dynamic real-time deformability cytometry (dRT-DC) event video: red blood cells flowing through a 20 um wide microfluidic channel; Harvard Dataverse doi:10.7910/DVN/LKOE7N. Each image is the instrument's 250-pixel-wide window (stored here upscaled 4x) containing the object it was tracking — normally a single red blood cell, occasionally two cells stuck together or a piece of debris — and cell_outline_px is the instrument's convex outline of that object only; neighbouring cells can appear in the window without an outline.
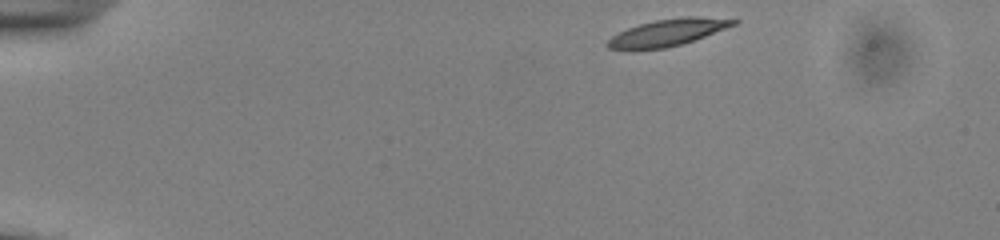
{"species": "common noctule bat (a hibernating species)", "species_latin": "Nyctalus noctula", "temperature_condition": "cold", "stored_images_in_passage": 46, "camera_frame_rate_fps": 3000, "um_per_image_px": 0.085, "animal": {"sex": "male", "body_mass_g": 13.0, "forearm_length_mm": 53.1}, "frame": {"image": 1, "passage_image": 1, "time_ms": 0.0, "image_size_px": [1000, 240], "cell_outline_px": [[740, 20], [736, 24], [704, 36], [680, 44], [664, 48], [628, 52], [608, 48], [604, 44], [612, 36], [628, 28], [640, 24], [656, 20], [680, 16], [700, 16]], "centroid_in_image_um": [56.66, 2.79], "position_along_channel_um": 28.3, "area_um2": 19.94}}
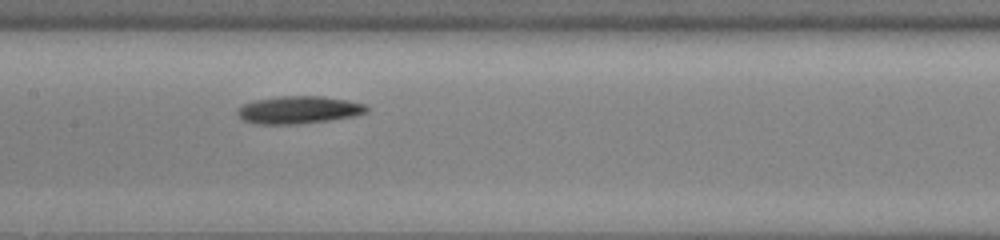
{"frame": {"image": 2, "passage_image": 20, "time_ms": 6.333, "image_size_px": [1000, 240], "cell_outline_px": [[368, 112], [356, 116], [328, 120], [296, 124], [256, 124], [244, 120], [236, 112], [244, 104], [256, 100], [280, 96], [324, 96], [348, 100], [364, 104], [368, 108]], "centroid_in_image_um": [25.43, 9.34], "position_along_channel_um": 182.0, "area_um2": 20.63}}
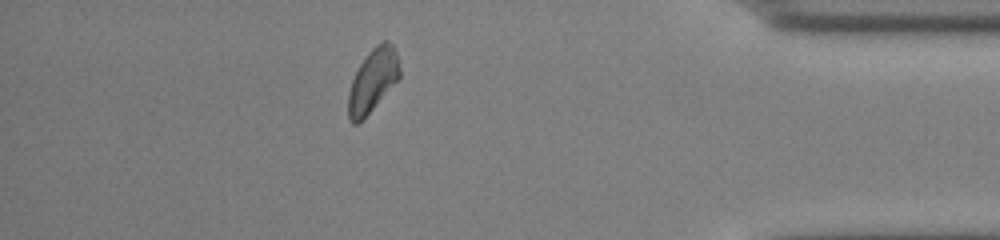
{"frame": {"image": 3, "passage_image": 40, "time_ms": 13.0, "image_size_px": [1000, 240], "cell_outline_px": [[400, 76], [372, 108], [356, 124], [352, 124], [348, 120], [348, 92], [352, 80], [360, 64], [368, 52], [376, 44], [384, 40], [388, 40], [392, 44], [396, 52], [400, 68]], "centroid_in_image_um": [31.67, 6.79], "position_along_channel_um": 403.5, "area_um2": 18.44}, "authors_computed_cell_mechanics": {"area_um2": 19.6809, "velocity_mm_per_s": 3.8212, "shape_relaxation_time_tau1_ms": 3.9513, "shape_relaxation_time_tau2_ms": null, "deformation_change_tau1": 0.1317, "deformation_change_tau2": null}}